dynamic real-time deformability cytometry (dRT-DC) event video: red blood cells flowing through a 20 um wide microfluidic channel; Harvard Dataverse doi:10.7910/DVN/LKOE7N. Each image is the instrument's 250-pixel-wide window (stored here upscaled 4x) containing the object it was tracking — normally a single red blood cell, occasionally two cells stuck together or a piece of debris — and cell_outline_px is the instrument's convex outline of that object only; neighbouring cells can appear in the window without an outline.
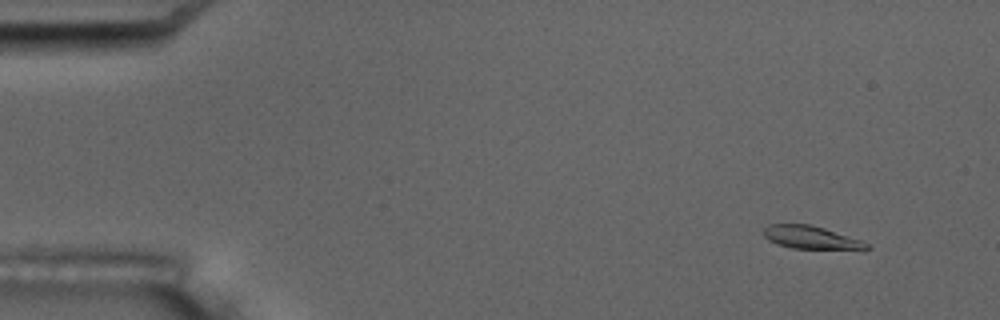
{"species": "common noctule bat (a hibernating species)", "species_latin": "Nyctalus noctula", "temperature_condition": "room temperature", "stored_images_in_passage": 8, "camera_frame_rate_fps": 3000, "um_per_image_px": 0.085, "animal": {"sex": "male", "body_mass_g": 17.5, "forearm_length_mm": 52.3}, "frame": {"image": 1, "passage_image": 2, "time_ms": 1.0, "image_size_px": [1000, 320], "cell_outline_px": [[872, 248], [864, 252], [792, 248], [776, 244], [768, 240], [764, 236], [764, 228], [768, 224], [812, 224], [860, 240], [868, 244]], "centroid_in_image_um": [69.05, 20.24], "position_along_channel_um": 16.0, "area_um2": 14.51}}